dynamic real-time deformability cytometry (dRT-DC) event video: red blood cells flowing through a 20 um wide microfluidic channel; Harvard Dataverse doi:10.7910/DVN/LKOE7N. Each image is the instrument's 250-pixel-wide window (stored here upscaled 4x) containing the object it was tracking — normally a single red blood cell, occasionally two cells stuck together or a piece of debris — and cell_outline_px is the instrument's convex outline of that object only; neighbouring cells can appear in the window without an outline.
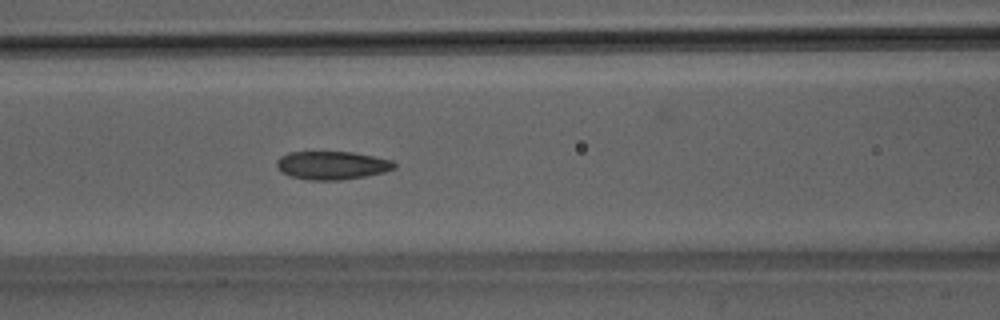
{"species": "Egyptian fruit bat (a non-hibernating species)", "species_latin": "Rousettus aegyptiacus", "temperature_condition": "room temperature", "stored_images_in_passage": 51, "camera_frame_rate_fps": 3000, "um_per_image_px": 0.085, "animal": {"sex": "male"}, "frame": {"image": 1, "passage_image": 22, "time_ms": 7.0, "image_size_px": [1000, 320], "cell_outline_px": [[396, 168], [384, 172], [364, 176], [340, 180], [308, 180], [288, 176], [280, 172], [276, 164], [276, 160], [280, 156], [288, 152], [352, 152], [392, 160], [396, 164]], "centroid_in_image_um": [28.18, 14.05], "position_along_channel_um": 138.4, "area_um2": 19.48}}
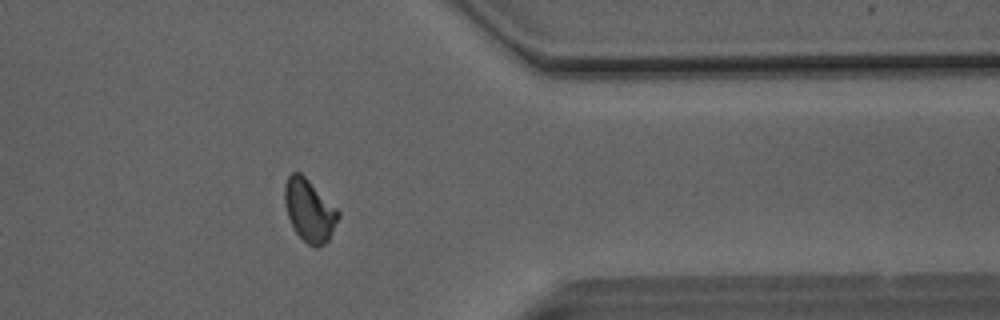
{"frame": {"image": 2, "passage_image": 41, "time_ms": 13.333, "image_size_px": [1000, 320], "cell_outline_px": [[340, 216], [328, 240], [324, 244], [316, 248], [308, 244], [296, 232], [288, 216], [284, 204], [284, 184], [288, 176], [292, 172], [300, 172], [340, 212]], "centroid_in_image_um": [26.28, 17.88], "position_along_channel_um": 385.1, "area_um2": 19.19}}
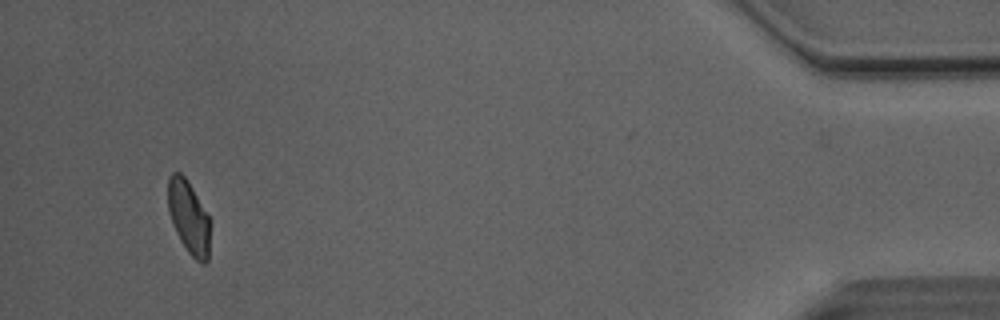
{"frame": {"image": 3, "passage_image": 48, "time_ms": 15.667, "image_size_px": [1000, 320], "cell_outline_px": [[212, 220], [208, 260], [204, 264], [200, 264], [188, 252], [180, 240], [172, 224], [168, 212], [168, 176], [172, 172], [180, 172], [184, 176], [192, 188]], "centroid_in_image_um": [16.07, 18.49], "position_along_channel_um": 419.1, "area_um2": 18.44}, "authors_computed_cell_mechanics": {"area_um2": 19.4208, "velocity_mm_per_s": 4.1025, "shape_relaxation_time_tau1_ms": 7.9777, "shape_relaxation_time_tau2_ms": 1.8547, "deformation_change_tau1": 0.1763, "deformation_change_tau2": 0.0712}}